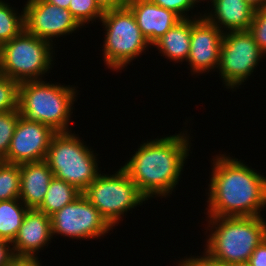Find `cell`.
<instances>
[{
  "mask_svg": "<svg viewBox=\"0 0 266 266\" xmlns=\"http://www.w3.org/2000/svg\"><path fill=\"white\" fill-rule=\"evenodd\" d=\"M206 218L205 235L209 234L203 251L226 265L248 264L255 248L266 238L264 216Z\"/></svg>",
  "mask_w": 266,
  "mask_h": 266,
  "instance_id": "3",
  "label": "cell"
},
{
  "mask_svg": "<svg viewBox=\"0 0 266 266\" xmlns=\"http://www.w3.org/2000/svg\"><path fill=\"white\" fill-rule=\"evenodd\" d=\"M222 39L223 33L204 17L191 18V45L187 60L191 75L217 71Z\"/></svg>",
  "mask_w": 266,
  "mask_h": 266,
  "instance_id": "13",
  "label": "cell"
},
{
  "mask_svg": "<svg viewBox=\"0 0 266 266\" xmlns=\"http://www.w3.org/2000/svg\"><path fill=\"white\" fill-rule=\"evenodd\" d=\"M99 22L105 31L102 60L108 69L122 71L134 59L145 53L148 47L151 48L127 5L105 11Z\"/></svg>",
  "mask_w": 266,
  "mask_h": 266,
  "instance_id": "6",
  "label": "cell"
},
{
  "mask_svg": "<svg viewBox=\"0 0 266 266\" xmlns=\"http://www.w3.org/2000/svg\"><path fill=\"white\" fill-rule=\"evenodd\" d=\"M41 259L29 260V259H17L12 266H42Z\"/></svg>",
  "mask_w": 266,
  "mask_h": 266,
  "instance_id": "32",
  "label": "cell"
},
{
  "mask_svg": "<svg viewBox=\"0 0 266 266\" xmlns=\"http://www.w3.org/2000/svg\"><path fill=\"white\" fill-rule=\"evenodd\" d=\"M151 1L158 6L173 11L181 19L192 18V16L194 18L203 17L202 12L194 13V15L193 11L191 12V10H193L195 7L198 8L197 6L198 2L196 0H151ZM189 11L191 12L192 15L189 14Z\"/></svg>",
  "mask_w": 266,
  "mask_h": 266,
  "instance_id": "26",
  "label": "cell"
},
{
  "mask_svg": "<svg viewBox=\"0 0 266 266\" xmlns=\"http://www.w3.org/2000/svg\"><path fill=\"white\" fill-rule=\"evenodd\" d=\"M176 266H230L222 262L216 261L208 256L205 252H202V255H190L189 257H182Z\"/></svg>",
  "mask_w": 266,
  "mask_h": 266,
  "instance_id": "28",
  "label": "cell"
},
{
  "mask_svg": "<svg viewBox=\"0 0 266 266\" xmlns=\"http://www.w3.org/2000/svg\"><path fill=\"white\" fill-rule=\"evenodd\" d=\"M126 5L133 12L142 35L151 46L181 20L173 11L151 0H127Z\"/></svg>",
  "mask_w": 266,
  "mask_h": 266,
  "instance_id": "15",
  "label": "cell"
},
{
  "mask_svg": "<svg viewBox=\"0 0 266 266\" xmlns=\"http://www.w3.org/2000/svg\"><path fill=\"white\" fill-rule=\"evenodd\" d=\"M191 45V18L181 19L152 46L170 62H187Z\"/></svg>",
  "mask_w": 266,
  "mask_h": 266,
  "instance_id": "18",
  "label": "cell"
},
{
  "mask_svg": "<svg viewBox=\"0 0 266 266\" xmlns=\"http://www.w3.org/2000/svg\"><path fill=\"white\" fill-rule=\"evenodd\" d=\"M118 169L112 175L100 173L82 192L113 228L124 219V214L132 213L138 205L148 201L128 173L122 167Z\"/></svg>",
  "mask_w": 266,
  "mask_h": 266,
  "instance_id": "8",
  "label": "cell"
},
{
  "mask_svg": "<svg viewBox=\"0 0 266 266\" xmlns=\"http://www.w3.org/2000/svg\"><path fill=\"white\" fill-rule=\"evenodd\" d=\"M19 116L18 110L0 113V161H2L8 153Z\"/></svg>",
  "mask_w": 266,
  "mask_h": 266,
  "instance_id": "24",
  "label": "cell"
},
{
  "mask_svg": "<svg viewBox=\"0 0 266 266\" xmlns=\"http://www.w3.org/2000/svg\"><path fill=\"white\" fill-rule=\"evenodd\" d=\"M52 239L51 217L37 209H28L12 242L14 255L17 259L37 260L39 252Z\"/></svg>",
  "mask_w": 266,
  "mask_h": 266,
  "instance_id": "14",
  "label": "cell"
},
{
  "mask_svg": "<svg viewBox=\"0 0 266 266\" xmlns=\"http://www.w3.org/2000/svg\"><path fill=\"white\" fill-rule=\"evenodd\" d=\"M56 132L52 137L45 161L54 177L83 192L101 173L99 159L91 146L75 131Z\"/></svg>",
  "mask_w": 266,
  "mask_h": 266,
  "instance_id": "5",
  "label": "cell"
},
{
  "mask_svg": "<svg viewBox=\"0 0 266 266\" xmlns=\"http://www.w3.org/2000/svg\"><path fill=\"white\" fill-rule=\"evenodd\" d=\"M82 29L68 9L45 0H27L24 5V30L54 44L61 38Z\"/></svg>",
  "mask_w": 266,
  "mask_h": 266,
  "instance_id": "11",
  "label": "cell"
},
{
  "mask_svg": "<svg viewBox=\"0 0 266 266\" xmlns=\"http://www.w3.org/2000/svg\"><path fill=\"white\" fill-rule=\"evenodd\" d=\"M212 159L208 184L207 217L264 216L266 176L244 160L218 154ZM251 167V168H250Z\"/></svg>",
  "mask_w": 266,
  "mask_h": 266,
  "instance_id": "1",
  "label": "cell"
},
{
  "mask_svg": "<svg viewBox=\"0 0 266 266\" xmlns=\"http://www.w3.org/2000/svg\"><path fill=\"white\" fill-rule=\"evenodd\" d=\"M210 9L203 12V17L222 33L249 30L255 13L244 0H212Z\"/></svg>",
  "mask_w": 266,
  "mask_h": 266,
  "instance_id": "16",
  "label": "cell"
},
{
  "mask_svg": "<svg viewBox=\"0 0 266 266\" xmlns=\"http://www.w3.org/2000/svg\"><path fill=\"white\" fill-rule=\"evenodd\" d=\"M53 5H56L63 9H69L71 0H45Z\"/></svg>",
  "mask_w": 266,
  "mask_h": 266,
  "instance_id": "34",
  "label": "cell"
},
{
  "mask_svg": "<svg viewBox=\"0 0 266 266\" xmlns=\"http://www.w3.org/2000/svg\"><path fill=\"white\" fill-rule=\"evenodd\" d=\"M235 266H250L249 264H239V265H235Z\"/></svg>",
  "mask_w": 266,
  "mask_h": 266,
  "instance_id": "36",
  "label": "cell"
},
{
  "mask_svg": "<svg viewBox=\"0 0 266 266\" xmlns=\"http://www.w3.org/2000/svg\"><path fill=\"white\" fill-rule=\"evenodd\" d=\"M244 1L255 10L266 7V0H244Z\"/></svg>",
  "mask_w": 266,
  "mask_h": 266,
  "instance_id": "33",
  "label": "cell"
},
{
  "mask_svg": "<svg viewBox=\"0 0 266 266\" xmlns=\"http://www.w3.org/2000/svg\"><path fill=\"white\" fill-rule=\"evenodd\" d=\"M53 177V172L45 160L21 164L19 199L29 209H37L43 202Z\"/></svg>",
  "mask_w": 266,
  "mask_h": 266,
  "instance_id": "17",
  "label": "cell"
},
{
  "mask_svg": "<svg viewBox=\"0 0 266 266\" xmlns=\"http://www.w3.org/2000/svg\"><path fill=\"white\" fill-rule=\"evenodd\" d=\"M52 236L94 240L108 234L113 227L97 208L81 194L51 216Z\"/></svg>",
  "mask_w": 266,
  "mask_h": 266,
  "instance_id": "10",
  "label": "cell"
},
{
  "mask_svg": "<svg viewBox=\"0 0 266 266\" xmlns=\"http://www.w3.org/2000/svg\"><path fill=\"white\" fill-rule=\"evenodd\" d=\"M44 80L20 83L19 114L28 120L50 126L55 132L72 131L69 127L70 118L79 90L74 85L49 83Z\"/></svg>",
  "mask_w": 266,
  "mask_h": 266,
  "instance_id": "4",
  "label": "cell"
},
{
  "mask_svg": "<svg viewBox=\"0 0 266 266\" xmlns=\"http://www.w3.org/2000/svg\"><path fill=\"white\" fill-rule=\"evenodd\" d=\"M94 1L103 12L123 7L127 3V0H94Z\"/></svg>",
  "mask_w": 266,
  "mask_h": 266,
  "instance_id": "31",
  "label": "cell"
},
{
  "mask_svg": "<svg viewBox=\"0 0 266 266\" xmlns=\"http://www.w3.org/2000/svg\"><path fill=\"white\" fill-rule=\"evenodd\" d=\"M28 209L19 198L0 201V239L14 241Z\"/></svg>",
  "mask_w": 266,
  "mask_h": 266,
  "instance_id": "20",
  "label": "cell"
},
{
  "mask_svg": "<svg viewBox=\"0 0 266 266\" xmlns=\"http://www.w3.org/2000/svg\"><path fill=\"white\" fill-rule=\"evenodd\" d=\"M255 43L266 55V7L255 10L253 21L248 30Z\"/></svg>",
  "mask_w": 266,
  "mask_h": 266,
  "instance_id": "27",
  "label": "cell"
},
{
  "mask_svg": "<svg viewBox=\"0 0 266 266\" xmlns=\"http://www.w3.org/2000/svg\"><path fill=\"white\" fill-rule=\"evenodd\" d=\"M248 264L250 266H266V238L255 248Z\"/></svg>",
  "mask_w": 266,
  "mask_h": 266,
  "instance_id": "30",
  "label": "cell"
},
{
  "mask_svg": "<svg viewBox=\"0 0 266 266\" xmlns=\"http://www.w3.org/2000/svg\"><path fill=\"white\" fill-rule=\"evenodd\" d=\"M20 197V165L0 161V201Z\"/></svg>",
  "mask_w": 266,
  "mask_h": 266,
  "instance_id": "22",
  "label": "cell"
},
{
  "mask_svg": "<svg viewBox=\"0 0 266 266\" xmlns=\"http://www.w3.org/2000/svg\"><path fill=\"white\" fill-rule=\"evenodd\" d=\"M20 83L0 73V113L18 110Z\"/></svg>",
  "mask_w": 266,
  "mask_h": 266,
  "instance_id": "25",
  "label": "cell"
},
{
  "mask_svg": "<svg viewBox=\"0 0 266 266\" xmlns=\"http://www.w3.org/2000/svg\"><path fill=\"white\" fill-rule=\"evenodd\" d=\"M81 194L82 192L73 185L53 177L49 183L43 202L37 210L51 217L64 206L73 202Z\"/></svg>",
  "mask_w": 266,
  "mask_h": 266,
  "instance_id": "19",
  "label": "cell"
},
{
  "mask_svg": "<svg viewBox=\"0 0 266 266\" xmlns=\"http://www.w3.org/2000/svg\"><path fill=\"white\" fill-rule=\"evenodd\" d=\"M53 49L50 42L23 30L1 45L0 73L19 83L43 80L54 67Z\"/></svg>",
  "mask_w": 266,
  "mask_h": 266,
  "instance_id": "7",
  "label": "cell"
},
{
  "mask_svg": "<svg viewBox=\"0 0 266 266\" xmlns=\"http://www.w3.org/2000/svg\"><path fill=\"white\" fill-rule=\"evenodd\" d=\"M17 260L14 255L12 243L0 239V266H12Z\"/></svg>",
  "mask_w": 266,
  "mask_h": 266,
  "instance_id": "29",
  "label": "cell"
},
{
  "mask_svg": "<svg viewBox=\"0 0 266 266\" xmlns=\"http://www.w3.org/2000/svg\"><path fill=\"white\" fill-rule=\"evenodd\" d=\"M265 57L248 30L223 33L217 73L224 87L232 91L241 88Z\"/></svg>",
  "mask_w": 266,
  "mask_h": 266,
  "instance_id": "9",
  "label": "cell"
},
{
  "mask_svg": "<svg viewBox=\"0 0 266 266\" xmlns=\"http://www.w3.org/2000/svg\"><path fill=\"white\" fill-rule=\"evenodd\" d=\"M55 133L50 126L28 120L20 115L8 153L2 161L21 165L45 160L50 141Z\"/></svg>",
  "mask_w": 266,
  "mask_h": 266,
  "instance_id": "12",
  "label": "cell"
},
{
  "mask_svg": "<svg viewBox=\"0 0 266 266\" xmlns=\"http://www.w3.org/2000/svg\"><path fill=\"white\" fill-rule=\"evenodd\" d=\"M10 6L5 0H0V45L12 40L24 30V8ZM21 13V14H20Z\"/></svg>",
  "mask_w": 266,
  "mask_h": 266,
  "instance_id": "21",
  "label": "cell"
},
{
  "mask_svg": "<svg viewBox=\"0 0 266 266\" xmlns=\"http://www.w3.org/2000/svg\"><path fill=\"white\" fill-rule=\"evenodd\" d=\"M198 3H201L202 1L204 2V1H206L207 3H208V5H210V2L212 1V0H196ZM210 1V2H209Z\"/></svg>",
  "mask_w": 266,
  "mask_h": 266,
  "instance_id": "35",
  "label": "cell"
},
{
  "mask_svg": "<svg viewBox=\"0 0 266 266\" xmlns=\"http://www.w3.org/2000/svg\"><path fill=\"white\" fill-rule=\"evenodd\" d=\"M186 130L141 142L121 166L147 200L175 192L192 146Z\"/></svg>",
  "mask_w": 266,
  "mask_h": 266,
  "instance_id": "2",
  "label": "cell"
},
{
  "mask_svg": "<svg viewBox=\"0 0 266 266\" xmlns=\"http://www.w3.org/2000/svg\"><path fill=\"white\" fill-rule=\"evenodd\" d=\"M68 10L82 28L101 20L104 13L94 0H71Z\"/></svg>",
  "mask_w": 266,
  "mask_h": 266,
  "instance_id": "23",
  "label": "cell"
}]
</instances>
